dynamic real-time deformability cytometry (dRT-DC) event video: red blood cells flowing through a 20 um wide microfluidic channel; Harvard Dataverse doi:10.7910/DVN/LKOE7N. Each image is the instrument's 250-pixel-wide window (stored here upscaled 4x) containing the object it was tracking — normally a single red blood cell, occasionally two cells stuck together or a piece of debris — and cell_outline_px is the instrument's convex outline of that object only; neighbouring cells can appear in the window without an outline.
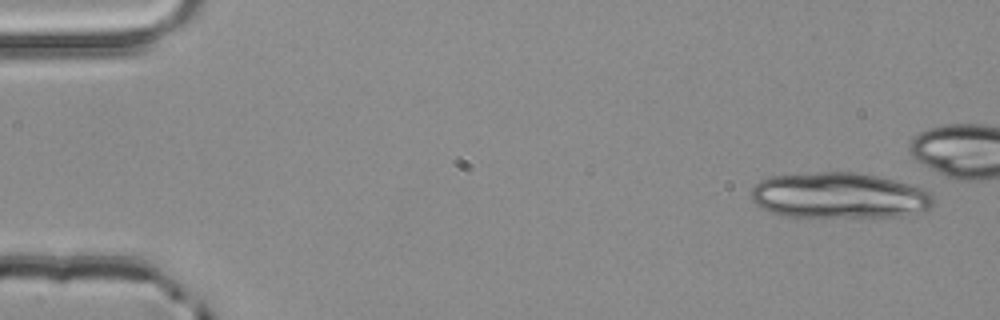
{"species": "common noctule bat (a hibernating species)", "species_latin": "Nyctalus noctula", "temperature_condition": "room temperature", "stored_images_in_passage": 5, "camera_frame_rate_fps": 3000, "um_per_image_px": 0.085, "animal": {"sex": "male", "body_mass_g": 20.4}, "frame": {"image": 1, "passage_image": 1, "time_ms": 0.0, "image_size_px": [1000, 320], "cell_outline_px": [[936, 204], [928, 208], [904, 216], [780, 216], [760, 208], [752, 200], [748, 192], [760, 180], [772, 176], [820, 172], [856, 172], [880, 176], [912, 184], [924, 188], [932, 192]], "centroid_in_image_um": [71.34, 16.61], "position_along_channel_um": 13.7, "area_um2": 49.01}}